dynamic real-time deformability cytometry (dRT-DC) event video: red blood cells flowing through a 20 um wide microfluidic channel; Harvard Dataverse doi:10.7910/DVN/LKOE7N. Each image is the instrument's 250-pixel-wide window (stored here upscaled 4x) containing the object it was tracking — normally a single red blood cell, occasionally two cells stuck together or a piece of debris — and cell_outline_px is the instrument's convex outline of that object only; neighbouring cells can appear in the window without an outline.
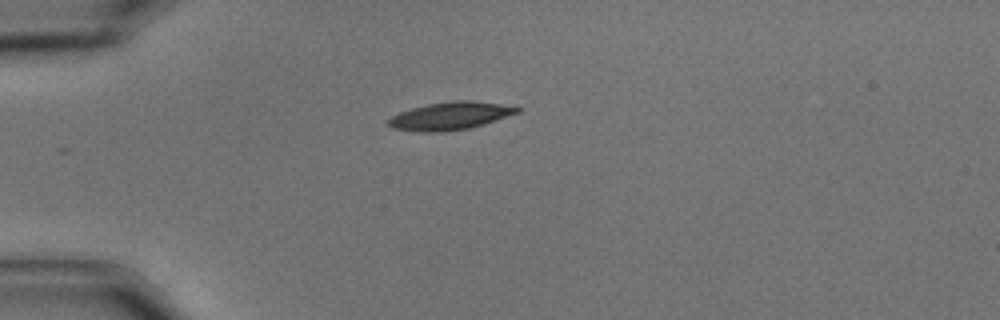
{"species": "common noctule bat (a hibernating species)", "species_latin": "Nyctalus noctula", "temperature_condition": "cold", "stored_images_in_passage": 43, "camera_frame_rate_fps": 3000, "um_per_image_px": 0.085, "animal": {"sex": "male", "body_mass_g": 15.6}, "frame": {"image": 1, "passage_image": 1, "time_ms": 0.0, "image_size_px": [1000, 320], "cell_outline_px": [[520, 112], [484, 124], [468, 128], [444, 132], [420, 132], [392, 128], [388, 124], [388, 120], [392, 116], [400, 112], [412, 108], [428, 104], [452, 100], [472, 100], [500, 104], [520, 108]], "centroid_in_image_um": [38.26, 9.85], "position_along_channel_um": 46.7, "area_um2": 20.75}}
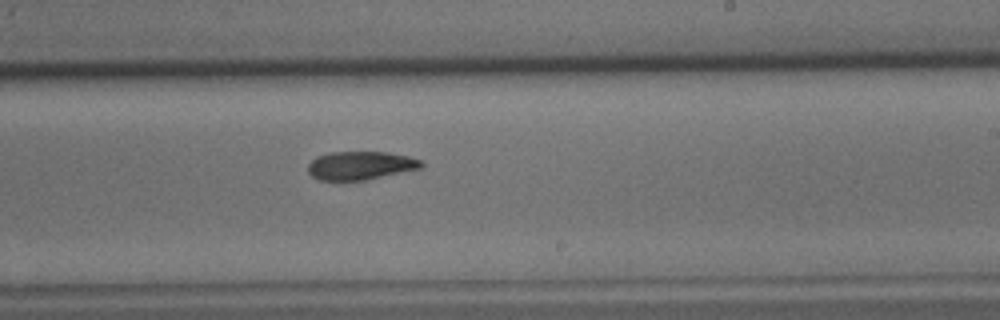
{"frame": {"image": 2, "passage_image": 21, "time_ms": 6.667, "image_size_px": [1000, 320], "cell_outline_px": [[424, 168], [364, 180], [320, 180], [312, 176], [308, 172], [308, 164], [316, 156], [328, 152], [388, 152], [408, 156], [420, 160], [424, 164]], "centroid_in_image_um": [30.65, 14.06], "position_along_channel_um": 258.3, "area_um2": 18.84}}
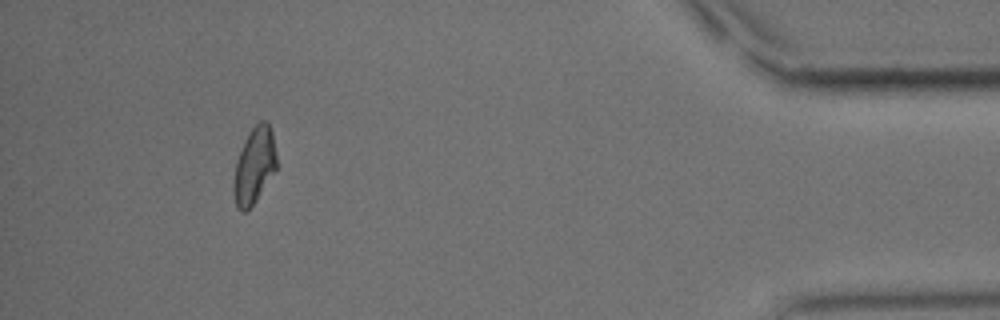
{"frame": {"image": 3, "passage_image": 39, "time_ms": 12.667, "image_size_px": [1000, 320], "cell_outline_px": [[276, 172], [256, 200], [244, 212], [240, 212], [236, 208], [232, 188], [232, 184], [236, 160], [244, 140], [248, 132], [260, 120], [268, 120], [272, 132], [276, 152]], "centroid_in_image_um": [21.6, 14.07], "position_along_channel_um": 413.6, "area_um2": 19.48}, "authors_computed_cell_mechanics": {"area_um2": 19.4208, "velocity_mm_per_s": 3.4881, "shape_relaxation_time_tau1_ms": 7.6599, "shape_relaxation_time_tau2_ms": 4.5803, "deformation_change_tau1": 0.1689, "deformation_change_tau2": 0.1077}}